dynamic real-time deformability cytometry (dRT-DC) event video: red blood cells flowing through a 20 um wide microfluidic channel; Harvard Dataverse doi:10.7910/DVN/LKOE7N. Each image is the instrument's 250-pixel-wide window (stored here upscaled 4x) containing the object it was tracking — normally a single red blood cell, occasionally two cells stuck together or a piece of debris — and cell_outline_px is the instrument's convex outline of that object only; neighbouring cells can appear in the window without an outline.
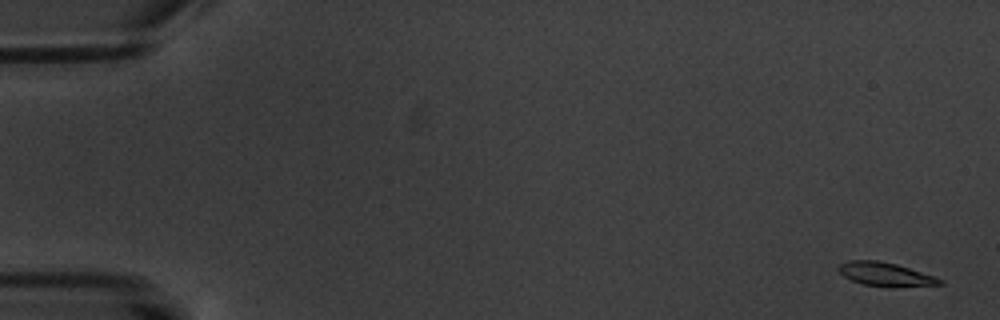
{"species": "common noctule bat (a hibernating species)", "species_latin": "Nyctalus noctula", "temperature_condition": "warm", "stored_images_in_passage": 6, "camera_frame_rate_fps": 3000, "um_per_image_px": 0.085, "animal": {"sex": "male", "body_mass_g": 20.1, "forearm_length_mm": 53.5}, "frame": {"image": 1, "passage_image": 1, "time_ms": 0.0, "image_size_px": [1000, 320], "cell_outline_px": [[944, 284], [892, 288], [864, 284], [852, 280], [844, 276], [836, 268], [840, 264], [848, 260], [880, 260], [896, 264], [944, 280]], "centroid_in_image_um": [75.25, 23.32], "position_along_channel_um": 9.7, "area_um2": 13.99}}